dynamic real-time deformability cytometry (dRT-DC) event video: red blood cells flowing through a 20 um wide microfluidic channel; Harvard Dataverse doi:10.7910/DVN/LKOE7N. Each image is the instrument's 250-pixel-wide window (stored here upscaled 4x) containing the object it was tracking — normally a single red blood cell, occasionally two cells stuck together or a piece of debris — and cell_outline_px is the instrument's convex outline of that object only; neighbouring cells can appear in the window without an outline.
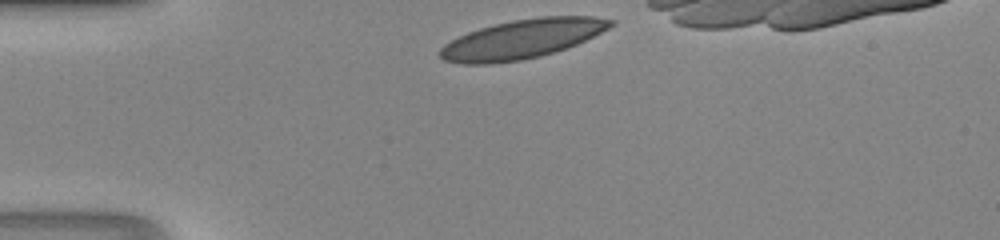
{"species": "human", "species_latin": "Homo sapiens", "temperature_condition": "room temperature", "stored_images_in_passage": 27, "camera_frame_rate_fps": 3000, "um_per_image_px": 0.085, "donor": {"sex": "male"}, "frame": {"image": 1, "passage_image": 1, "time_ms": 0.0, "image_size_px": [1000, 240], "cell_outline_px": [[616, 24], [576, 44], [540, 56], [520, 60], [492, 64], [464, 64], [444, 60], [440, 56], [440, 48], [444, 44], [468, 32], [480, 28], [512, 20], [540, 16], [592, 16], [616, 20]], "centroid_in_image_um": [44.38, 3.31], "position_along_channel_um": 40.6, "area_um2": 38.49}}
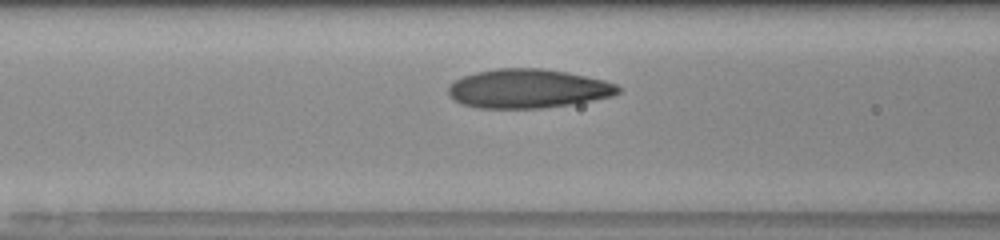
{"frame": {"image": 2, "passage_image": 9, "time_ms": 2.667, "image_size_px": [1000, 240], "cell_outline_px": [[620, 92], [612, 96], [572, 104], [544, 108], [476, 108], [460, 104], [448, 96], [448, 84], [464, 76], [476, 72], [496, 68], [540, 68], [568, 72], [604, 80], [616, 84], [620, 88]], "centroid_in_image_um": [44.84, 7.54], "position_along_channel_um": 121.8, "area_um2": 38.84}}
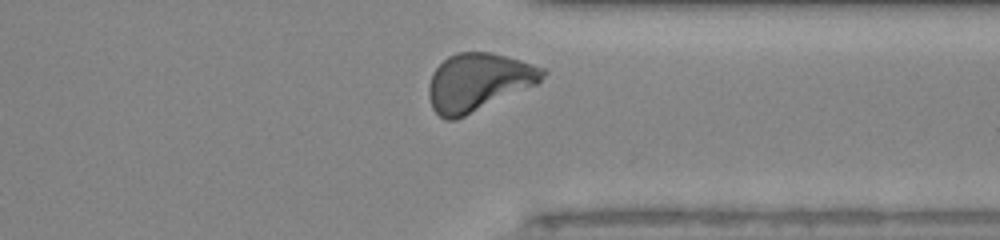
{"frame": {"image": 3, "passage_image": 26, "time_ms": 8.333, "image_size_px": [1000, 240], "cell_outline_px": [[548, 72], [536, 84], [456, 120], [444, 120], [432, 108], [428, 96], [428, 84], [432, 72], [448, 56], [456, 52], [492, 52], [520, 60], [544, 68]], "centroid_in_image_um": [40.62, 6.97], "position_along_channel_um": 370.8, "area_um2": 38.21}}